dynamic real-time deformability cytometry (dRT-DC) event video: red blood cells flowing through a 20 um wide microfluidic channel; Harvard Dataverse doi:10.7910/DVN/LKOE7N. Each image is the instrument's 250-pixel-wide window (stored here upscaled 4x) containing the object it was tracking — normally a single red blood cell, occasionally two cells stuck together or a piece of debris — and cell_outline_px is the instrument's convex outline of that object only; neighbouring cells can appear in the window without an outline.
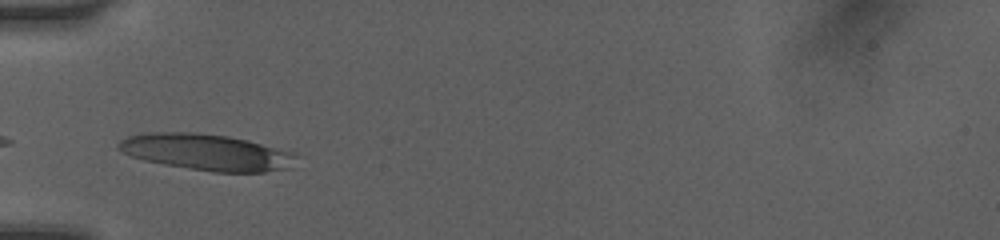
{"species": "human", "species_latin": "Homo sapiens", "temperature_condition": "room temperature", "stored_images_in_passage": 12, "camera_frame_rate_fps": 3000, "um_per_image_px": 0.085, "donor": {"sex": "female"}, "frame": {"image": 1, "passage_image": 3, "time_ms": 1.667, "image_size_px": [1000, 240], "cell_outline_px": [[296, 156], [288, 168], [264, 172], [212, 172], [164, 164], [144, 160], [132, 156], [116, 148], [116, 144], [120, 140], [128, 136], [144, 132], [196, 132], [228, 136], [248, 140], [296, 152]], "centroid_in_image_um": [17.53, 12.92], "position_along_channel_um": 67.5, "area_um2": 37.69}}
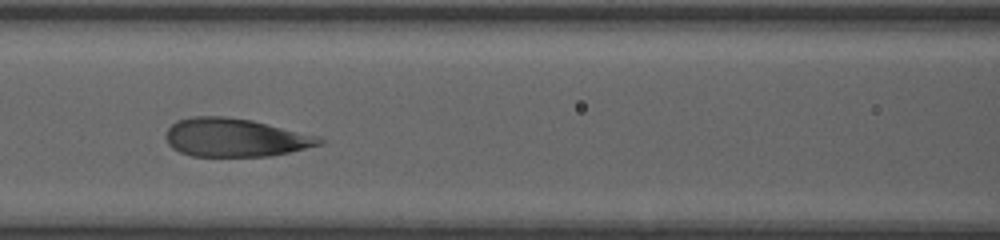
{"frame": {"image": 2, "passage_image": 5, "time_ms": 3.667, "image_size_px": [1000, 240], "cell_outline_px": [[324, 140], [320, 144], [272, 156], [192, 156], [180, 152], [172, 148], [168, 144], [164, 136], [168, 128], [176, 120], [192, 116], [224, 116], [252, 120], [320, 136]], "centroid_in_image_um": [19.94, 11.68], "position_along_channel_um": 146.7, "area_um2": 34.39}}
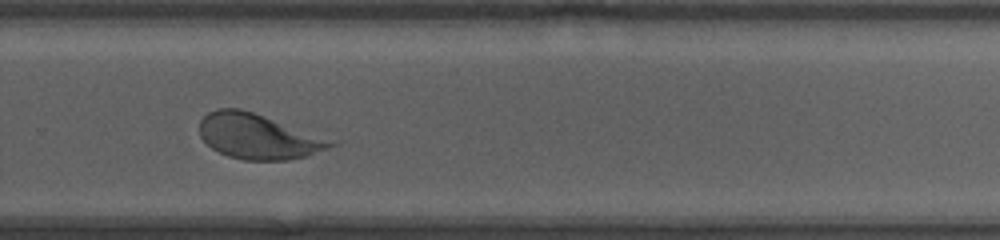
{"frame": {"image": 3, "passage_image": 9, "time_ms": 7.667, "image_size_px": [1000, 240], "cell_outline_px": [[340, 144], [304, 156], [288, 160], [244, 160], [228, 156], [212, 148], [200, 136], [200, 120], [208, 112], [216, 108], [240, 108], [340, 140]], "centroid_in_image_um": [22.02, 11.58], "position_along_channel_um": 307.8, "area_um2": 34.91}, "authors_computed_cell_mechanics": {"area_um2": 36.6452, "velocity_mm_per_s": 4.0335, "shape_relaxation_time_tau1_ms": 2.8052, "shape_relaxation_time_tau2_ms": null, "deformation_change_tau1": 0.1369, "deformation_change_tau2": null}}